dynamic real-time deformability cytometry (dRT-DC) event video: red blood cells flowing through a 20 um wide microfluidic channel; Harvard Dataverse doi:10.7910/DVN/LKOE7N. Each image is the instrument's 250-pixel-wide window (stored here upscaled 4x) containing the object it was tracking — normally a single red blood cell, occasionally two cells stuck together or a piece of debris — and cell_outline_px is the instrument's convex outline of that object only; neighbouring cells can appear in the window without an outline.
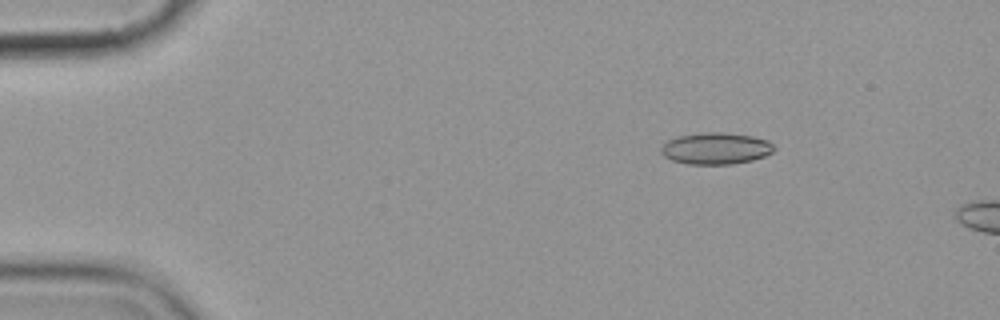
{"species": "common noctule bat (a hibernating species)", "species_latin": "Nyctalus noctula", "temperature_condition": "cold", "stored_images_in_passage": 2, "camera_frame_rate_fps": 3000, "um_per_image_px": 0.085, "animal": {"sex": "female", "body_mass_g": 19.9}, "frame": {"image": 1, "passage_image": 1, "time_ms": 0.0, "image_size_px": [1000, 320], "cell_outline_px": [[776, 148], [772, 152], [764, 156], [752, 160], [732, 164], [688, 164], [672, 160], [664, 156], [660, 152], [660, 148], [668, 140], [680, 136], [704, 132], [724, 132], [752, 136], [768, 140]], "centroid_in_image_um": [60.85, 12.61], "position_along_channel_um": 24.1, "area_um2": 20.81}}